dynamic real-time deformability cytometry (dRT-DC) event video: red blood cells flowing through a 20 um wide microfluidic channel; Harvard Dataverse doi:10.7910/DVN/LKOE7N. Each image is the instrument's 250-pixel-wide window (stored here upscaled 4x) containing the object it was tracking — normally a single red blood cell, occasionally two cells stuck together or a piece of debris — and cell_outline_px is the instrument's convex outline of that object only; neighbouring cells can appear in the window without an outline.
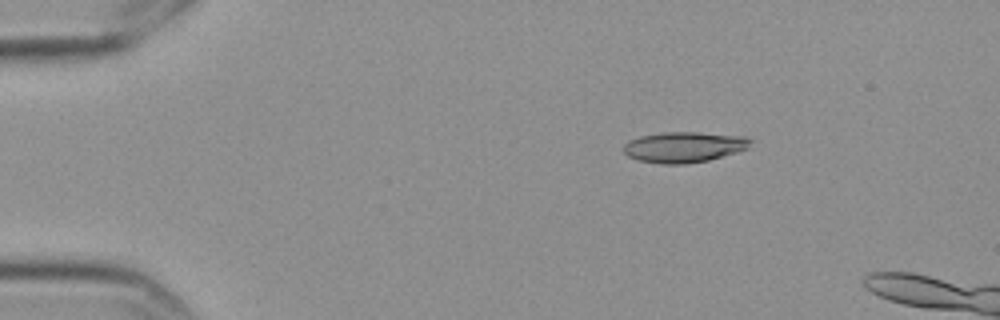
{"species": "Egyptian fruit bat (a non-hibernating species)", "species_latin": "Rousettus aegyptiacus", "temperature_condition": "cold", "stored_images_in_passage": 3, "camera_frame_rate_fps": 3000, "um_per_image_px": 0.085, "frame": {"image": 1, "passage_image": 1, "time_ms": 0.0, "image_size_px": [1000, 320], "cell_outline_px": [[752, 140], [748, 148], [736, 152], [708, 160], [684, 164], [660, 164], [636, 160], [628, 156], [624, 152], [624, 144], [628, 140], [640, 136], [664, 132], [700, 132], [744, 136]], "centroid_in_image_um": [58.11, 12.5], "position_along_channel_um": 26.9, "area_um2": 22.72}}